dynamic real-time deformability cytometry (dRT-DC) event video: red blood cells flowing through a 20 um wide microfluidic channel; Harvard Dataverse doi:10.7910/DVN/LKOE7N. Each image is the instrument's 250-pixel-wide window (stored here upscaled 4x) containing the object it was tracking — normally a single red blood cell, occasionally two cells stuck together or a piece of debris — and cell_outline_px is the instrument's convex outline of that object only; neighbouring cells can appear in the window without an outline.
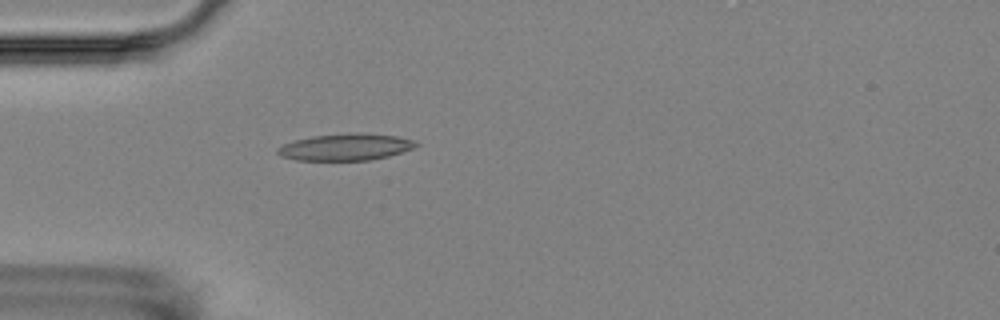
{"species": "Egyptian fruit bat (a non-hibernating species)", "species_latin": "Rousettus aegyptiacus", "temperature_condition": "room temperature", "stored_images_in_passage": 2, "camera_frame_rate_fps": 3000, "um_per_image_px": 0.085, "animal": {"sex": "female"}, "frame": {"image": 1, "passage_image": 2, "time_ms": 1.0, "image_size_px": [1000, 320], "cell_outline_px": [[420, 144], [416, 148], [388, 156], [368, 160], [296, 160], [280, 156], [276, 152], [276, 148], [284, 144], [296, 140], [312, 136], [348, 132], [360, 132], [396, 136], [412, 140]], "centroid_in_image_um": [29.38, 12.49], "position_along_channel_um": 55.6, "area_um2": 21.73}}